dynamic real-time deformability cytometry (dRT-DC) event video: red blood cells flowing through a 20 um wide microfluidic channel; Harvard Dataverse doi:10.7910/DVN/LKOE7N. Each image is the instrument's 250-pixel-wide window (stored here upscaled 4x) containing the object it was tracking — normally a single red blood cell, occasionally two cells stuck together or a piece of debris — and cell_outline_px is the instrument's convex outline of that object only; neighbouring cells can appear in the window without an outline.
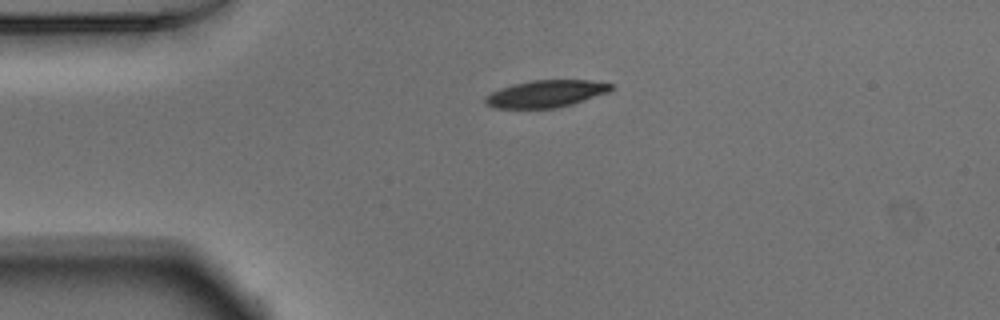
{"species": "Egyptian fruit bat (a non-hibernating species)", "species_latin": "Rousettus aegyptiacus", "temperature_condition": "warm", "stored_images_in_passage": 41, "camera_frame_rate_fps": 3000, "um_per_image_px": 0.085, "animal": {"sex": "male"}, "frame": {"image": 1, "passage_image": 1, "time_ms": 0.0, "image_size_px": [1000, 320], "cell_outline_px": [[612, 88], [608, 92], [572, 104], [556, 108], [496, 108], [484, 104], [484, 96], [500, 88], [532, 80], [592, 80], [612, 84]], "centroid_in_image_um": [46.37, 7.97], "position_along_channel_um": 38.6, "area_um2": 19.77}}
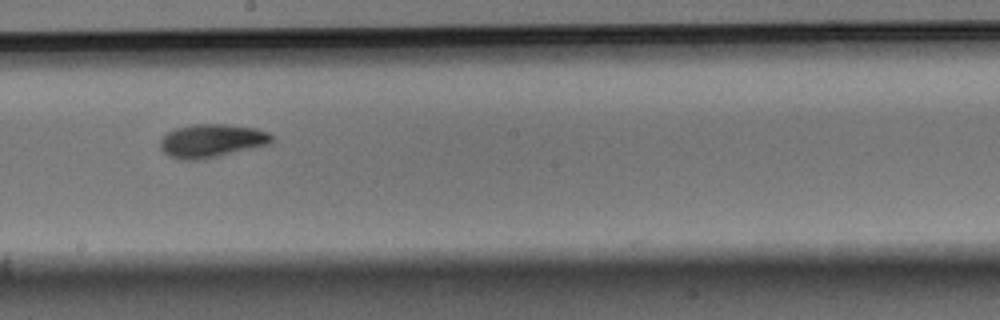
{"frame": {"image": 2, "passage_image": 18, "time_ms": 5.667, "image_size_px": [1000, 320], "cell_outline_px": [[276, 136], [272, 144], [216, 156], [196, 160], [180, 160], [168, 156], [160, 148], [160, 140], [168, 132], [176, 128], [192, 124], [224, 124], [256, 128], [268, 132]], "centroid_in_image_um": [18.03, 11.96], "position_along_channel_um": 230.2, "area_um2": 21.79}}
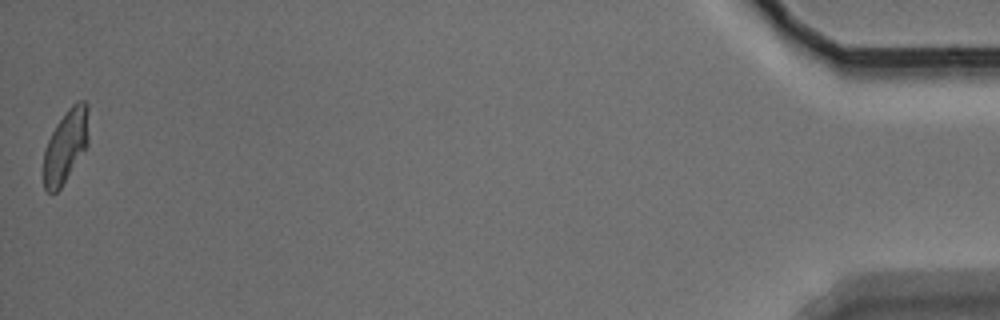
{"frame": {"image": 3, "passage_image": 41, "time_ms": 13.333, "image_size_px": [1000, 320], "cell_outline_px": [[88, 144], [60, 188], [56, 192], [48, 192], [44, 188], [44, 148], [56, 124], [68, 108], [76, 100], [84, 100], [88, 104]], "centroid_in_image_um": [5.59, 12.35], "position_along_channel_um": 429.6, "area_um2": 19.07}, "authors_computed_cell_mechanics": {"area_um2": 20.6924, "velocity_mm_per_s": 3.8609, "shape_relaxation_time_tau1_ms": 2.6868, "shape_relaxation_time_tau2_ms": 5.7169, "deformation_change_tau1": 0.1558, "deformation_change_tau2": 0.1183}}